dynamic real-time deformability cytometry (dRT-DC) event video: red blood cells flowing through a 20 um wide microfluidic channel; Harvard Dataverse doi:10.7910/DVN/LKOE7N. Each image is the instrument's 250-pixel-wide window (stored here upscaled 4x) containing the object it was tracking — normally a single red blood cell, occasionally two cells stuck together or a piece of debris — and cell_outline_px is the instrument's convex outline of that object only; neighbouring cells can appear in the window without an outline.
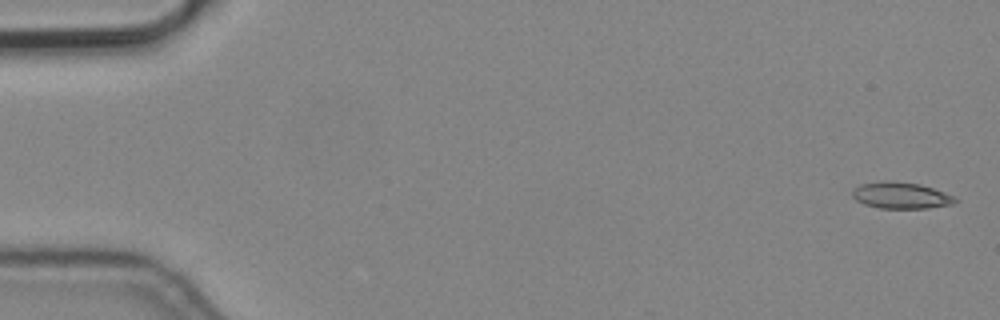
{"species": "common noctule bat (a hibernating species)", "species_latin": "Nyctalus noctula", "temperature_condition": "cold", "stored_images_in_passage": 6, "camera_frame_rate_fps": 3000, "um_per_image_px": 0.085, "animal": {"sex": "male", "body_mass_g": 19.2, "forearm_length_mm": 51.8}, "frame": {"image": 1, "passage_image": 1, "time_ms": 0.0, "image_size_px": [1000, 320], "cell_outline_px": [[960, 200], [952, 204], [928, 208], [880, 208], [864, 204], [856, 200], [852, 196], [852, 188], [860, 184], [888, 180], [892, 180], [920, 184], [956, 196]], "centroid_in_image_um": [76.58, 16.6], "position_along_channel_um": 8.4, "area_um2": 16.01}}